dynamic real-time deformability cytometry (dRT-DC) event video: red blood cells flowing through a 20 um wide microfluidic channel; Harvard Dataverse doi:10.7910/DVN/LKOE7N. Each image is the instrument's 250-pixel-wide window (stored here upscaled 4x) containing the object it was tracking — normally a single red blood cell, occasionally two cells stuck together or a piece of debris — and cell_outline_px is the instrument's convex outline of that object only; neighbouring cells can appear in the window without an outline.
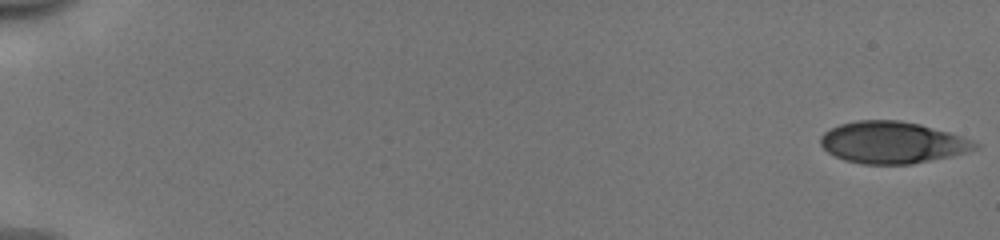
{"species": "human", "species_latin": "Homo sapiens", "temperature_condition": "cold", "stored_images_in_passage": 53, "camera_frame_rate_fps": 3000, "um_per_image_px": 0.085, "donor": {"sex": "male"}, "frame": {"image": 1, "passage_image": 1, "time_ms": 0.0, "image_size_px": [1000, 240], "cell_outline_px": [[980, 144], [976, 148], [952, 156], [912, 164], [860, 164], [844, 160], [828, 152], [820, 144], [820, 136], [824, 132], [840, 124], [856, 120], [900, 120], [920, 124], [948, 132], [972, 140]], "centroid_in_image_um": [75.82, 12.11], "position_along_channel_um": 9.2, "area_um2": 37.51}}
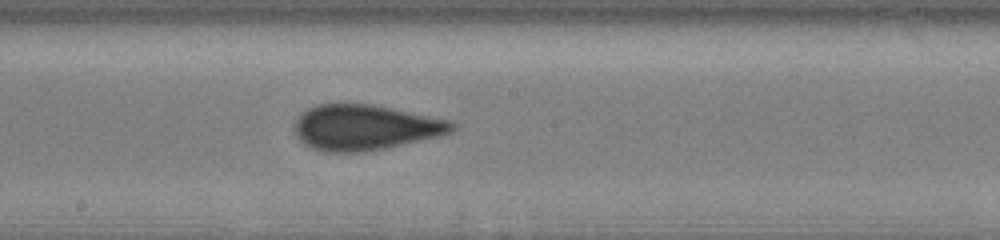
{"frame": {"image": 2, "passage_image": 31, "time_ms": 10.0, "image_size_px": [1000, 240], "cell_outline_px": [[456, 128], [452, 132], [440, 136], [384, 148], [364, 152], [324, 152], [312, 148], [304, 144], [296, 136], [292, 128], [296, 120], [308, 108], [316, 104], [372, 104], [452, 120], [456, 124]], "centroid_in_image_um": [31.03, 10.83], "position_along_channel_um": 217.2, "area_um2": 41.85}}
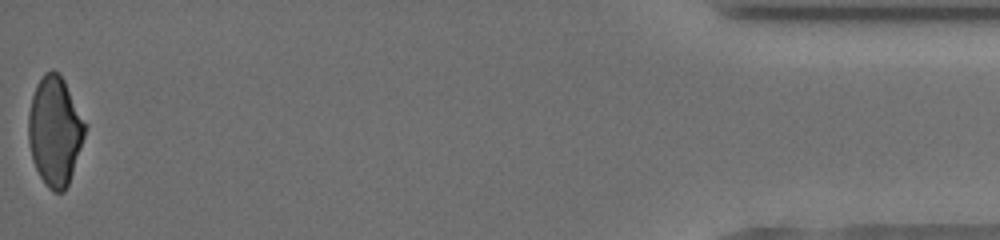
{"frame": {"image": 3, "passage_image": 53, "time_ms": 17.333, "image_size_px": [1000, 240], "cell_outline_px": [[88, 124], [68, 184], [64, 192], [52, 192], [44, 184], [32, 160], [28, 140], [28, 116], [32, 96], [36, 84], [44, 72], [52, 68], [60, 72]], "centroid_in_image_um": [4.66, 11.09], "position_along_channel_um": 430.5, "area_um2": 36.36}, "authors_computed_cell_mechanics": {"area_um2": 39.9976, "velocity_mm_per_s": 3.9878, "shape_relaxation_time_tau1_ms": 5.4133, "shape_relaxation_time_tau2_ms": 0.7466, "deformation_change_tau1": 0.1271, "deformation_change_tau2": 0.0648}}